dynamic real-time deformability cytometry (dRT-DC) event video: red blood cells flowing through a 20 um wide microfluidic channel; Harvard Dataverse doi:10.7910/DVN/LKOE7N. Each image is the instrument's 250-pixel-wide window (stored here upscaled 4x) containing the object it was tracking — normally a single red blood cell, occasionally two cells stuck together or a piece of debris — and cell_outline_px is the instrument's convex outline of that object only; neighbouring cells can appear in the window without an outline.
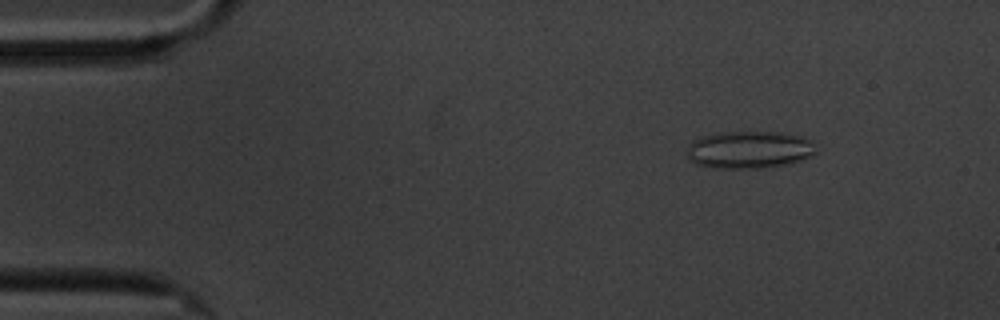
{"species": "common noctule bat (a hibernating species)", "species_latin": "Nyctalus noctula", "temperature_condition": "cold", "stored_images_in_passage": 5, "camera_frame_rate_fps": 3000, "um_per_image_px": 0.085, "animal": {"sex": "male", "body_mass_g": 20.1, "forearm_length_mm": 53.5}, "frame": {"image": 1, "passage_image": 2, "time_ms": 1.333, "image_size_px": [1000, 320], "cell_outline_px": [[816, 152], [800, 160], [784, 164], [760, 168], [712, 168], [696, 164], [688, 156], [688, 144], [692, 140], [700, 136], [716, 132], [780, 132], [796, 136], [808, 140], [812, 144]], "centroid_in_image_um": [63.59, 12.72], "position_along_channel_um": 21.4, "area_um2": 27.8}}
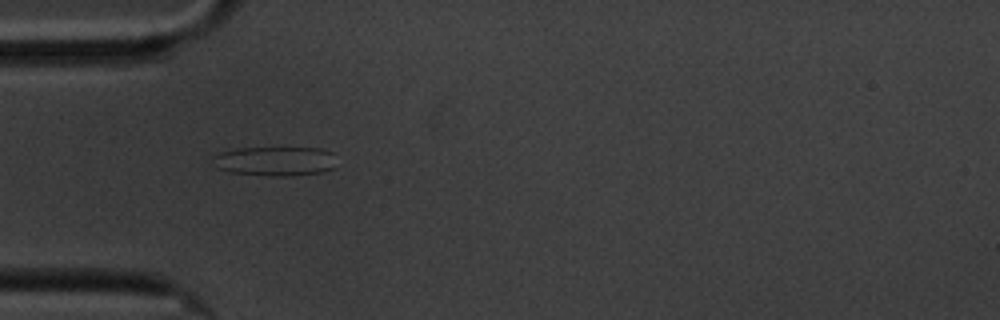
{"frame": {"image": 2, "passage_image": 5, "time_ms": 4.667, "image_size_px": [1000, 320], "cell_outline_px": [[336, 168], [324, 172], [292, 176], [272, 176], [228, 172], [216, 168], [212, 156], [220, 152], [236, 148], [320, 148], [332, 152]], "centroid_in_image_um": [23.39, 13.7], "position_along_channel_um": 61.6, "area_um2": 21.44}}